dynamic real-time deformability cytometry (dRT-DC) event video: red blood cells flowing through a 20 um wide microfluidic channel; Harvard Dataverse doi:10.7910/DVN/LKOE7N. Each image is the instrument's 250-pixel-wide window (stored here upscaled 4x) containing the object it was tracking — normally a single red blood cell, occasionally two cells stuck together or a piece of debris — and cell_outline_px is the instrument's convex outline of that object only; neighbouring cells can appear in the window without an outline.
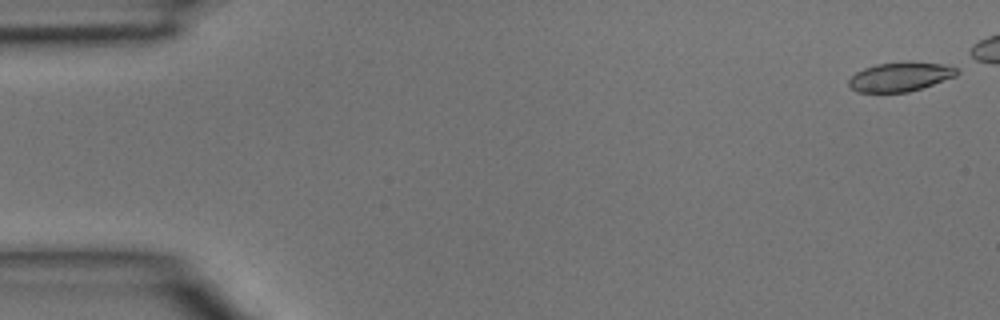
{"species": "common noctule bat (a hibernating species)", "species_latin": "Nyctalus noctula", "temperature_condition": "room temperature", "stored_images_in_passage": 14, "camera_frame_rate_fps": 3000, "um_per_image_px": 0.085, "animal": {"sex": "male", "body_mass_g": 15.6}, "frame": {"image": 1, "passage_image": 1, "time_ms": 0.0, "image_size_px": [1000, 320], "cell_outline_px": [[960, 72], [956, 76], [908, 92], [856, 92], [848, 84], [848, 80], [856, 72], [864, 68], [876, 64], [908, 60], [940, 64], [956, 68]], "centroid_in_image_um": [76.5, 6.5], "position_along_channel_um": 8.5, "area_um2": 18.44}}